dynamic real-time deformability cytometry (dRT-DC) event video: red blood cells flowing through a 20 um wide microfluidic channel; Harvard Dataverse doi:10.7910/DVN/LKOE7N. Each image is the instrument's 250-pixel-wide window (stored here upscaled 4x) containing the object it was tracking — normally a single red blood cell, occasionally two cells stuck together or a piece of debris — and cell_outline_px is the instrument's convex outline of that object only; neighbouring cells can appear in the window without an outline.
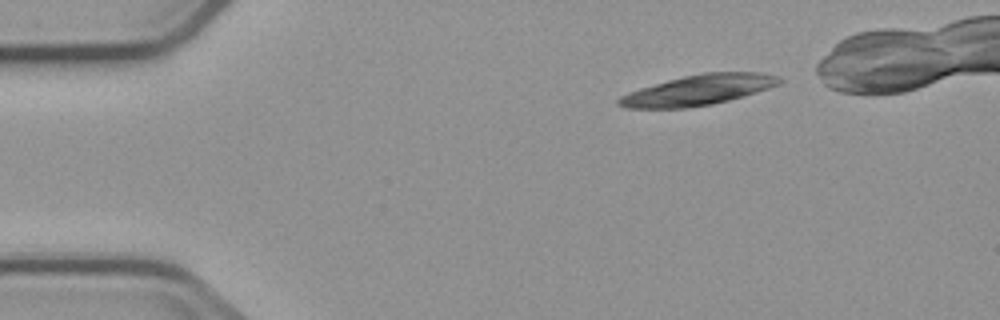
{"species": "common noctule bat (a hibernating species)", "species_latin": "Nyctalus noctula", "temperature_condition": "cold", "stored_images_in_passage": 4, "camera_frame_rate_fps": 3000, "um_per_image_px": 0.085, "animal": {"sex": "male", "body_mass_g": 23.1, "forearm_length_mm": 52.7}, "frame": {"image": 1, "passage_image": 1, "time_ms": 0.0, "image_size_px": [1000, 320], "cell_outline_px": [[784, 80], [780, 84], [756, 92], [728, 100], [712, 104], [684, 108], [628, 108], [616, 104], [616, 100], [620, 96], [628, 92], [640, 88], [668, 80], [684, 76], [704, 72], [760, 72], [780, 76]], "centroid_in_image_um": [59.36, 7.64], "position_along_channel_um": 25.6, "area_um2": 28.32}}